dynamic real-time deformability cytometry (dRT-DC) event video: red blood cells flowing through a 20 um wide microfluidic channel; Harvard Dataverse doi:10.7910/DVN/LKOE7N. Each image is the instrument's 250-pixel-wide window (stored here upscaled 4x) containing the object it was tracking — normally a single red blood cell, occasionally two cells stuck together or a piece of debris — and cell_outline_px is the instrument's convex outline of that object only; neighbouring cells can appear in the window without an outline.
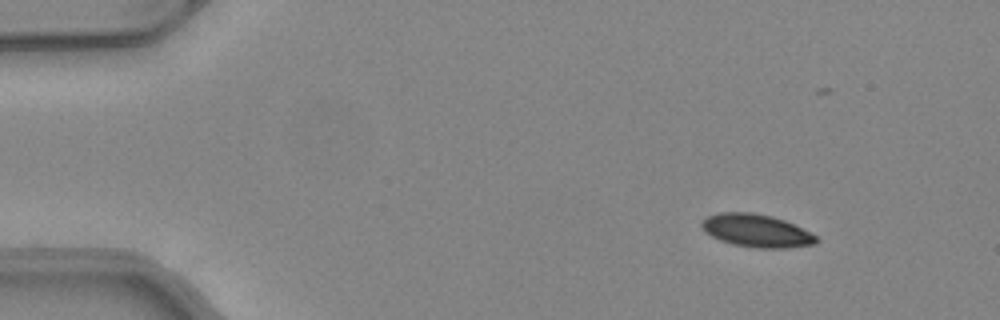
{"species": "common noctule bat (a hibernating species)", "species_latin": "Nyctalus noctula", "temperature_condition": "warm", "stored_images_in_passage": 46, "camera_frame_rate_fps": 3000, "um_per_image_px": 0.085, "animal": {"sex": "female", "body_mass_g": 24.6, "forearm_length_mm": 56.2}, "frame": {"image": 1, "passage_image": 1, "time_ms": 0.0, "image_size_px": [1000, 320], "cell_outline_px": [[820, 240], [816, 244], [784, 248], [760, 248], [732, 244], [720, 240], [712, 236], [700, 224], [708, 216], [720, 212], [752, 212], [772, 216], [784, 220], [816, 236]], "centroid_in_image_um": [64.31, 19.61], "position_along_channel_um": 20.7, "area_um2": 21.62}}
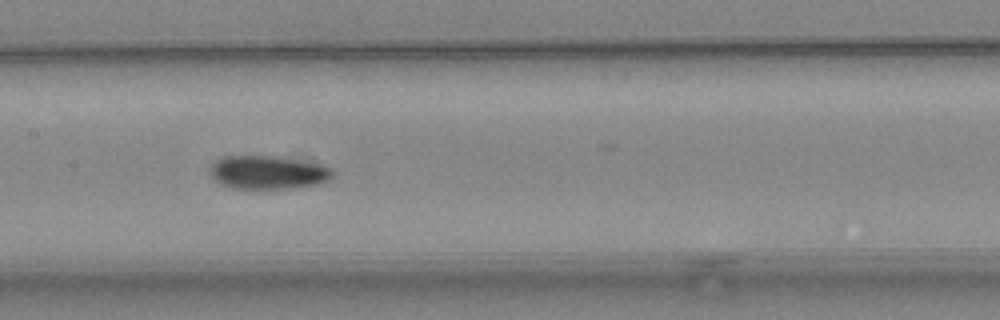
{"frame": {"image": 2, "passage_image": 20, "time_ms": 6.333, "image_size_px": [1000, 320], "cell_outline_px": [[332, 176], [328, 180], [320, 184], [292, 188], [232, 188], [220, 184], [208, 172], [208, 168], [216, 160], [224, 156], [272, 156], [320, 164], [332, 168]], "centroid_in_image_um": [22.74, 14.66], "position_along_channel_um": 184.7, "area_um2": 23.76}}
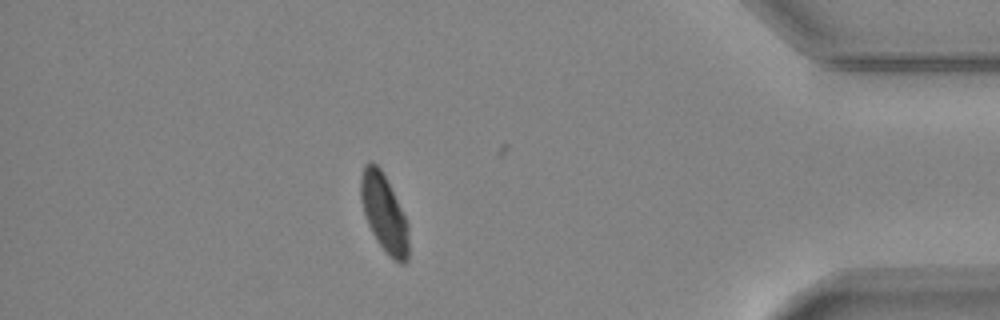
{"frame": {"image": 3, "passage_image": 39, "time_ms": 12.667, "image_size_px": [1000, 320], "cell_outline_px": [[408, 260], [404, 264], [400, 264], [388, 256], [376, 240], [364, 216], [360, 200], [360, 176], [364, 164], [372, 160], [380, 168], [408, 224]], "centroid_in_image_um": [32.61, 18.13], "position_along_channel_um": 402.6, "area_um2": 21.62}, "authors_computed_cell_mechanics": {"area_um2": 23.0911, "velocity_mm_per_s": 4.1117, "shape_relaxation_time_tau1_ms": 4.9463, "shape_relaxation_time_tau2_ms": 3.601, "deformation_change_tau1": 0.14, "deformation_change_tau2": 0.0736}}